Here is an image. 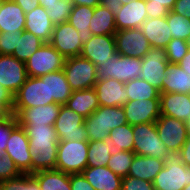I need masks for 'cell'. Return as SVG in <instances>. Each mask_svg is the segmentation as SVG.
Listing matches in <instances>:
<instances>
[{
  "label": "cell",
  "instance_id": "cell-15",
  "mask_svg": "<svg viewBox=\"0 0 190 190\" xmlns=\"http://www.w3.org/2000/svg\"><path fill=\"white\" fill-rule=\"evenodd\" d=\"M50 44L65 59L80 56L83 46L78 31L68 21L54 25Z\"/></svg>",
  "mask_w": 190,
  "mask_h": 190
},
{
  "label": "cell",
  "instance_id": "cell-18",
  "mask_svg": "<svg viewBox=\"0 0 190 190\" xmlns=\"http://www.w3.org/2000/svg\"><path fill=\"white\" fill-rule=\"evenodd\" d=\"M128 124L156 122L160 117V99H141L128 101L123 106Z\"/></svg>",
  "mask_w": 190,
  "mask_h": 190
},
{
  "label": "cell",
  "instance_id": "cell-3",
  "mask_svg": "<svg viewBox=\"0 0 190 190\" xmlns=\"http://www.w3.org/2000/svg\"><path fill=\"white\" fill-rule=\"evenodd\" d=\"M134 135L133 151L137 155L155 157L166 161L173 154L161 141L155 122L132 126Z\"/></svg>",
  "mask_w": 190,
  "mask_h": 190
},
{
  "label": "cell",
  "instance_id": "cell-19",
  "mask_svg": "<svg viewBox=\"0 0 190 190\" xmlns=\"http://www.w3.org/2000/svg\"><path fill=\"white\" fill-rule=\"evenodd\" d=\"M61 104L51 103L22 109L16 119L22 127H34L44 125H54L55 120L60 112Z\"/></svg>",
  "mask_w": 190,
  "mask_h": 190
},
{
  "label": "cell",
  "instance_id": "cell-44",
  "mask_svg": "<svg viewBox=\"0 0 190 190\" xmlns=\"http://www.w3.org/2000/svg\"><path fill=\"white\" fill-rule=\"evenodd\" d=\"M18 125L16 116L0 122V152L6 153L7 141L9 140L11 131Z\"/></svg>",
  "mask_w": 190,
  "mask_h": 190
},
{
  "label": "cell",
  "instance_id": "cell-41",
  "mask_svg": "<svg viewBox=\"0 0 190 190\" xmlns=\"http://www.w3.org/2000/svg\"><path fill=\"white\" fill-rule=\"evenodd\" d=\"M1 190H40L37 179L32 174H21L1 182Z\"/></svg>",
  "mask_w": 190,
  "mask_h": 190
},
{
  "label": "cell",
  "instance_id": "cell-43",
  "mask_svg": "<svg viewBox=\"0 0 190 190\" xmlns=\"http://www.w3.org/2000/svg\"><path fill=\"white\" fill-rule=\"evenodd\" d=\"M21 174L12 158L0 152V182L13 179Z\"/></svg>",
  "mask_w": 190,
  "mask_h": 190
},
{
  "label": "cell",
  "instance_id": "cell-58",
  "mask_svg": "<svg viewBox=\"0 0 190 190\" xmlns=\"http://www.w3.org/2000/svg\"><path fill=\"white\" fill-rule=\"evenodd\" d=\"M38 1L40 3V6L46 9L47 5H53L58 0H38Z\"/></svg>",
  "mask_w": 190,
  "mask_h": 190
},
{
  "label": "cell",
  "instance_id": "cell-60",
  "mask_svg": "<svg viewBox=\"0 0 190 190\" xmlns=\"http://www.w3.org/2000/svg\"><path fill=\"white\" fill-rule=\"evenodd\" d=\"M186 126L188 130V134L190 135V119L186 121Z\"/></svg>",
  "mask_w": 190,
  "mask_h": 190
},
{
  "label": "cell",
  "instance_id": "cell-37",
  "mask_svg": "<svg viewBox=\"0 0 190 190\" xmlns=\"http://www.w3.org/2000/svg\"><path fill=\"white\" fill-rule=\"evenodd\" d=\"M132 125L124 124L109 132V137L114 145V151H133L134 135Z\"/></svg>",
  "mask_w": 190,
  "mask_h": 190
},
{
  "label": "cell",
  "instance_id": "cell-45",
  "mask_svg": "<svg viewBox=\"0 0 190 190\" xmlns=\"http://www.w3.org/2000/svg\"><path fill=\"white\" fill-rule=\"evenodd\" d=\"M17 47V33L0 32V54L12 55Z\"/></svg>",
  "mask_w": 190,
  "mask_h": 190
},
{
  "label": "cell",
  "instance_id": "cell-54",
  "mask_svg": "<svg viewBox=\"0 0 190 190\" xmlns=\"http://www.w3.org/2000/svg\"><path fill=\"white\" fill-rule=\"evenodd\" d=\"M0 100L5 101L12 109L14 107V95L0 83Z\"/></svg>",
  "mask_w": 190,
  "mask_h": 190
},
{
  "label": "cell",
  "instance_id": "cell-9",
  "mask_svg": "<svg viewBox=\"0 0 190 190\" xmlns=\"http://www.w3.org/2000/svg\"><path fill=\"white\" fill-rule=\"evenodd\" d=\"M65 58L50 44L44 43L25 63L28 77H40L63 70Z\"/></svg>",
  "mask_w": 190,
  "mask_h": 190
},
{
  "label": "cell",
  "instance_id": "cell-36",
  "mask_svg": "<svg viewBox=\"0 0 190 190\" xmlns=\"http://www.w3.org/2000/svg\"><path fill=\"white\" fill-rule=\"evenodd\" d=\"M128 101L160 99V91L141 78H135L125 83Z\"/></svg>",
  "mask_w": 190,
  "mask_h": 190
},
{
  "label": "cell",
  "instance_id": "cell-24",
  "mask_svg": "<svg viewBox=\"0 0 190 190\" xmlns=\"http://www.w3.org/2000/svg\"><path fill=\"white\" fill-rule=\"evenodd\" d=\"M25 22V13L14 0H4L0 4V32H22Z\"/></svg>",
  "mask_w": 190,
  "mask_h": 190
},
{
  "label": "cell",
  "instance_id": "cell-52",
  "mask_svg": "<svg viewBox=\"0 0 190 190\" xmlns=\"http://www.w3.org/2000/svg\"><path fill=\"white\" fill-rule=\"evenodd\" d=\"M100 5L116 15L123 4L119 0H100Z\"/></svg>",
  "mask_w": 190,
  "mask_h": 190
},
{
  "label": "cell",
  "instance_id": "cell-26",
  "mask_svg": "<svg viewBox=\"0 0 190 190\" xmlns=\"http://www.w3.org/2000/svg\"><path fill=\"white\" fill-rule=\"evenodd\" d=\"M82 174L95 190H122V177L107 166L86 167Z\"/></svg>",
  "mask_w": 190,
  "mask_h": 190
},
{
  "label": "cell",
  "instance_id": "cell-49",
  "mask_svg": "<svg viewBox=\"0 0 190 190\" xmlns=\"http://www.w3.org/2000/svg\"><path fill=\"white\" fill-rule=\"evenodd\" d=\"M172 11L190 19V0H176Z\"/></svg>",
  "mask_w": 190,
  "mask_h": 190
},
{
  "label": "cell",
  "instance_id": "cell-23",
  "mask_svg": "<svg viewBox=\"0 0 190 190\" xmlns=\"http://www.w3.org/2000/svg\"><path fill=\"white\" fill-rule=\"evenodd\" d=\"M25 31L39 37L43 43H50L54 24L47 15V10L42 6L25 14Z\"/></svg>",
  "mask_w": 190,
  "mask_h": 190
},
{
  "label": "cell",
  "instance_id": "cell-2",
  "mask_svg": "<svg viewBox=\"0 0 190 190\" xmlns=\"http://www.w3.org/2000/svg\"><path fill=\"white\" fill-rule=\"evenodd\" d=\"M88 141L104 140L114 128L128 124L123 106H99L85 118Z\"/></svg>",
  "mask_w": 190,
  "mask_h": 190
},
{
  "label": "cell",
  "instance_id": "cell-22",
  "mask_svg": "<svg viewBox=\"0 0 190 190\" xmlns=\"http://www.w3.org/2000/svg\"><path fill=\"white\" fill-rule=\"evenodd\" d=\"M160 113L186 122L190 119V94L160 93Z\"/></svg>",
  "mask_w": 190,
  "mask_h": 190
},
{
  "label": "cell",
  "instance_id": "cell-31",
  "mask_svg": "<svg viewBox=\"0 0 190 190\" xmlns=\"http://www.w3.org/2000/svg\"><path fill=\"white\" fill-rule=\"evenodd\" d=\"M114 151V145L108 136L104 140L88 141L87 167H104Z\"/></svg>",
  "mask_w": 190,
  "mask_h": 190
},
{
  "label": "cell",
  "instance_id": "cell-42",
  "mask_svg": "<svg viewBox=\"0 0 190 190\" xmlns=\"http://www.w3.org/2000/svg\"><path fill=\"white\" fill-rule=\"evenodd\" d=\"M188 42L182 39L172 38L166 46V54L169 63L178 64L189 50Z\"/></svg>",
  "mask_w": 190,
  "mask_h": 190
},
{
  "label": "cell",
  "instance_id": "cell-20",
  "mask_svg": "<svg viewBox=\"0 0 190 190\" xmlns=\"http://www.w3.org/2000/svg\"><path fill=\"white\" fill-rule=\"evenodd\" d=\"M94 88L100 106H124L128 102L125 83L114 78L98 80Z\"/></svg>",
  "mask_w": 190,
  "mask_h": 190
},
{
  "label": "cell",
  "instance_id": "cell-32",
  "mask_svg": "<svg viewBox=\"0 0 190 190\" xmlns=\"http://www.w3.org/2000/svg\"><path fill=\"white\" fill-rule=\"evenodd\" d=\"M32 175L37 179L40 190H71L70 175L63 171L50 169Z\"/></svg>",
  "mask_w": 190,
  "mask_h": 190
},
{
  "label": "cell",
  "instance_id": "cell-38",
  "mask_svg": "<svg viewBox=\"0 0 190 190\" xmlns=\"http://www.w3.org/2000/svg\"><path fill=\"white\" fill-rule=\"evenodd\" d=\"M166 18L171 31V37L188 42L190 38V19L172 10H170Z\"/></svg>",
  "mask_w": 190,
  "mask_h": 190
},
{
  "label": "cell",
  "instance_id": "cell-16",
  "mask_svg": "<svg viewBox=\"0 0 190 190\" xmlns=\"http://www.w3.org/2000/svg\"><path fill=\"white\" fill-rule=\"evenodd\" d=\"M28 78L25 63L13 55L0 54V83L13 95L23 86Z\"/></svg>",
  "mask_w": 190,
  "mask_h": 190
},
{
  "label": "cell",
  "instance_id": "cell-34",
  "mask_svg": "<svg viewBox=\"0 0 190 190\" xmlns=\"http://www.w3.org/2000/svg\"><path fill=\"white\" fill-rule=\"evenodd\" d=\"M49 100L64 105L71 97L72 90L63 70L48 73Z\"/></svg>",
  "mask_w": 190,
  "mask_h": 190
},
{
  "label": "cell",
  "instance_id": "cell-56",
  "mask_svg": "<svg viewBox=\"0 0 190 190\" xmlns=\"http://www.w3.org/2000/svg\"><path fill=\"white\" fill-rule=\"evenodd\" d=\"M179 67L183 69L186 73L190 75V49L183 59L178 63Z\"/></svg>",
  "mask_w": 190,
  "mask_h": 190
},
{
  "label": "cell",
  "instance_id": "cell-14",
  "mask_svg": "<svg viewBox=\"0 0 190 190\" xmlns=\"http://www.w3.org/2000/svg\"><path fill=\"white\" fill-rule=\"evenodd\" d=\"M117 53L132 58H143L151 48L140 28L117 30L114 34Z\"/></svg>",
  "mask_w": 190,
  "mask_h": 190
},
{
  "label": "cell",
  "instance_id": "cell-40",
  "mask_svg": "<svg viewBox=\"0 0 190 190\" xmlns=\"http://www.w3.org/2000/svg\"><path fill=\"white\" fill-rule=\"evenodd\" d=\"M74 4L71 0H58L53 5H47V15L54 25L68 21Z\"/></svg>",
  "mask_w": 190,
  "mask_h": 190
},
{
  "label": "cell",
  "instance_id": "cell-6",
  "mask_svg": "<svg viewBox=\"0 0 190 190\" xmlns=\"http://www.w3.org/2000/svg\"><path fill=\"white\" fill-rule=\"evenodd\" d=\"M88 141L59 140L57 170L66 174H80L87 167Z\"/></svg>",
  "mask_w": 190,
  "mask_h": 190
},
{
  "label": "cell",
  "instance_id": "cell-61",
  "mask_svg": "<svg viewBox=\"0 0 190 190\" xmlns=\"http://www.w3.org/2000/svg\"><path fill=\"white\" fill-rule=\"evenodd\" d=\"M182 190H190V184H188L187 186H185Z\"/></svg>",
  "mask_w": 190,
  "mask_h": 190
},
{
  "label": "cell",
  "instance_id": "cell-5",
  "mask_svg": "<svg viewBox=\"0 0 190 190\" xmlns=\"http://www.w3.org/2000/svg\"><path fill=\"white\" fill-rule=\"evenodd\" d=\"M51 103L55 102L49 100L48 74L40 77H28L14 95L13 113L16 116L22 109Z\"/></svg>",
  "mask_w": 190,
  "mask_h": 190
},
{
  "label": "cell",
  "instance_id": "cell-28",
  "mask_svg": "<svg viewBox=\"0 0 190 190\" xmlns=\"http://www.w3.org/2000/svg\"><path fill=\"white\" fill-rule=\"evenodd\" d=\"M64 105L85 118H88L100 106L94 87L72 91L71 97Z\"/></svg>",
  "mask_w": 190,
  "mask_h": 190
},
{
  "label": "cell",
  "instance_id": "cell-21",
  "mask_svg": "<svg viewBox=\"0 0 190 190\" xmlns=\"http://www.w3.org/2000/svg\"><path fill=\"white\" fill-rule=\"evenodd\" d=\"M147 18L146 0H133L115 15V26L117 30L140 28Z\"/></svg>",
  "mask_w": 190,
  "mask_h": 190
},
{
  "label": "cell",
  "instance_id": "cell-55",
  "mask_svg": "<svg viewBox=\"0 0 190 190\" xmlns=\"http://www.w3.org/2000/svg\"><path fill=\"white\" fill-rule=\"evenodd\" d=\"M175 2L176 0H146V4L156 5V6H165L170 10L173 9Z\"/></svg>",
  "mask_w": 190,
  "mask_h": 190
},
{
  "label": "cell",
  "instance_id": "cell-39",
  "mask_svg": "<svg viewBox=\"0 0 190 190\" xmlns=\"http://www.w3.org/2000/svg\"><path fill=\"white\" fill-rule=\"evenodd\" d=\"M135 155L134 151H113L107 167L121 177L128 176L130 165Z\"/></svg>",
  "mask_w": 190,
  "mask_h": 190
},
{
  "label": "cell",
  "instance_id": "cell-50",
  "mask_svg": "<svg viewBox=\"0 0 190 190\" xmlns=\"http://www.w3.org/2000/svg\"><path fill=\"white\" fill-rule=\"evenodd\" d=\"M176 155L182 163L186 166H190V135H188L185 143Z\"/></svg>",
  "mask_w": 190,
  "mask_h": 190
},
{
  "label": "cell",
  "instance_id": "cell-33",
  "mask_svg": "<svg viewBox=\"0 0 190 190\" xmlns=\"http://www.w3.org/2000/svg\"><path fill=\"white\" fill-rule=\"evenodd\" d=\"M89 28L92 35H114L117 31L115 15L106 7L98 5L94 8Z\"/></svg>",
  "mask_w": 190,
  "mask_h": 190
},
{
  "label": "cell",
  "instance_id": "cell-51",
  "mask_svg": "<svg viewBox=\"0 0 190 190\" xmlns=\"http://www.w3.org/2000/svg\"><path fill=\"white\" fill-rule=\"evenodd\" d=\"M23 10V12L29 13L34 10L36 7L40 6L38 0H14Z\"/></svg>",
  "mask_w": 190,
  "mask_h": 190
},
{
  "label": "cell",
  "instance_id": "cell-12",
  "mask_svg": "<svg viewBox=\"0 0 190 190\" xmlns=\"http://www.w3.org/2000/svg\"><path fill=\"white\" fill-rule=\"evenodd\" d=\"M168 64L166 50L151 47L142 58L141 79L147 81L162 93V82L166 76Z\"/></svg>",
  "mask_w": 190,
  "mask_h": 190
},
{
  "label": "cell",
  "instance_id": "cell-17",
  "mask_svg": "<svg viewBox=\"0 0 190 190\" xmlns=\"http://www.w3.org/2000/svg\"><path fill=\"white\" fill-rule=\"evenodd\" d=\"M117 53L114 35H93L82 46L81 57L91 61L94 65H103Z\"/></svg>",
  "mask_w": 190,
  "mask_h": 190
},
{
  "label": "cell",
  "instance_id": "cell-29",
  "mask_svg": "<svg viewBox=\"0 0 190 190\" xmlns=\"http://www.w3.org/2000/svg\"><path fill=\"white\" fill-rule=\"evenodd\" d=\"M162 93L190 94V75L178 64L169 63L162 82Z\"/></svg>",
  "mask_w": 190,
  "mask_h": 190
},
{
  "label": "cell",
  "instance_id": "cell-47",
  "mask_svg": "<svg viewBox=\"0 0 190 190\" xmlns=\"http://www.w3.org/2000/svg\"><path fill=\"white\" fill-rule=\"evenodd\" d=\"M71 190H95L82 173L70 175Z\"/></svg>",
  "mask_w": 190,
  "mask_h": 190
},
{
  "label": "cell",
  "instance_id": "cell-7",
  "mask_svg": "<svg viewBox=\"0 0 190 190\" xmlns=\"http://www.w3.org/2000/svg\"><path fill=\"white\" fill-rule=\"evenodd\" d=\"M63 72L72 91L93 88L98 81L96 65L81 56L66 58Z\"/></svg>",
  "mask_w": 190,
  "mask_h": 190
},
{
  "label": "cell",
  "instance_id": "cell-48",
  "mask_svg": "<svg viewBox=\"0 0 190 190\" xmlns=\"http://www.w3.org/2000/svg\"><path fill=\"white\" fill-rule=\"evenodd\" d=\"M146 11L148 18H161L166 17L169 14L170 9L165 6L146 4Z\"/></svg>",
  "mask_w": 190,
  "mask_h": 190
},
{
  "label": "cell",
  "instance_id": "cell-27",
  "mask_svg": "<svg viewBox=\"0 0 190 190\" xmlns=\"http://www.w3.org/2000/svg\"><path fill=\"white\" fill-rule=\"evenodd\" d=\"M164 164V160L136 154L130 165L128 176L153 182Z\"/></svg>",
  "mask_w": 190,
  "mask_h": 190
},
{
  "label": "cell",
  "instance_id": "cell-30",
  "mask_svg": "<svg viewBox=\"0 0 190 190\" xmlns=\"http://www.w3.org/2000/svg\"><path fill=\"white\" fill-rule=\"evenodd\" d=\"M94 8L74 5L71 11L68 22L78 31V36L81 39L82 45L93 36L89 28L90 20L93 17Z\"/></svg>",
  "mask_w": 190,
  "mask_h": 190
},
{
  "label": "cell",
  "instance_id": "cell-4",
  "mask_svg": "<svg viewBox=\"0 0 190 190\" xmlns=\"http://www.w3.org/2000/svg\"><path fill=\"white\" fill-rule=\"evenodd\" d=\"M142 59L132 58L116 53L110 60L103 62V65H96L97 80L116 79L122 83L129 80L141 78Z\"/></svg>",
  "mask_w": 190,
  "mask_h": 190
},
{
  "label": "cell",
  "instance_id": "cell-10",
  "mask_svg": "<svg viewBox=\"0 0 190 190\" xmlns=\"http://www.w3.org/2000/svg\"><path fill=\"white\" fill-rule=\"evenodd\" d=\"M85 117L61 105L54 127L59 140L88 141Z\"/></svg>",
  "mask_w": 190,
  "mask_h": 190
},
{
  "label": "cell",
  "instance_id": "cell-1",
  "mask_svg": "<svg viewBox=\"0 0 190 190\" xmlns=\"http://www.w3.org/2000/svg\"><path fill=\"white\" fill-rule=\"evenodd\" d=\"M29 138L31 174L56 168L59 138L54 125L23 127Z\"/></svg>",
  "mask_w": 190,
  "mask_h": 190
},
{
  "label": "cell",
  "instance_id": "cell-13",
  "mask_svg": "<svg viewBox=\"0 0 190 190\" xmlns=\"http://www.w3.org/2000/svg\"><path fill=\"white\" fill-rule=\"evenodd\" d=\"M6 154L12 158L22 174H31V151L29 138L19 124L11 131L7 141Z\"/></svg>",
  "mask_w": 190,
  "mask_h": 190
},
{
  "label": "cell",
  "instance_id": "cell-11",
  "mask_svg": "<svg viewBox=\"0 0 190 190\" xmlns=\"http://www.w3.org/2000/svg\"><path fill=\"white\" fill-rule=\"evenodd\" d=\"M155 124L161 141L173 155H176L189 135L186 122L160 115Z\"/></svg>",
  "mask_w": 190,
  "mask_h": 190
},
{
  "label": "cell",
  "instance_id": "cell-53",
  "mask_svg": "<svg viewBox=\"0 0 190 190\" xmlns=\"http://www.w3.org/2000/svg\"><path fill=\"white\" fill-rule=\"evenodd\" d=\"M13 116V109L5 101L0 100V122H3Z\"/></svg>",
  "mask_w": 190,
  "mask_h": 190
},
{
  "label": "cell",
  "instance_id": "cell-35",
  "mask_svg": "<svg viewBox=\"0 0 190 190\" xmlns=\"http://www.w3.org/2000/svg\"><path fill=\"white\" fill-rule=\"evenodd\" d=\"M43 44L39 37L30 32L25 30L17 32V47L12 55L19 61L26 63Z\"/></svg>",
  "mask_w": 190,
  "mask_h": 190
},
{
  "label": "cell",
  "instance_id": "cell-57",
  "mask_svg": "<svg viewBox=\"0 0 190 190\" xmlns=\"http://www.w3.org/2000/svg\"><path fill=\"white\" fill-rule=\"evenodd\" d=\"M74 5H83L95 8L100 5V0H71Z\"/></svg>",
  "mask_w": 190,
  "mask_h": 190
},
{
  "label": "cell",
  "instance_id": "cell-46",
  "mask_svg": "<svg viewBox=\"0 0 190 190\" xmlns=\"http://www.w3.org/2000/svg\"><path fill=\"white\" fill-rule=\"evenodd\" d=\"M122 190H155L153 182L131 176L122 177Z\"/></svg>",
  "mask_w": 190,
  "mask_h": 190
},
{
  "label": "cell",
  "instance_id": "cell-59",
  "mask_svg": "<svg viewBox=\"0 0 190 190\" xmlns=\"http://www.w3.org/2000/svg\"><path fill=\"white\" fill-rule=\"evenodd\" d=\"M120 1V3H122L123 5H126L127 3H130L131 1H133V0H119ZM135 1H137V0H135Z\"/></svg>",
  "mask_w": 190,
  "mask_h": 190
},
{
  "label": "cell",
  "instance_id": "cell-25",
  "mask_svg": "<svg viewBox=\"0 0 190 190\" xmlns=\"http://www.w3.org/2000/svg\"><path fill=\"white\" fill-rule=\"evenodd\" d=\"M140 29L148 39L151 47L165 49L172 40L166 17L147 18L140 26Z\"/></svg>",
  "mask_w": 190,
  "mask_h": 190
},
{
  "label": "cell",
  "instance_id": "cell-8",
  "mask_svg": "<svg viewBox=\"0 0 190 190\" xmlns=\"http://www.w3.org/2000/svg\"><path fill=\"white\" fill-rule=\"evenodd\" d=\"M190 184V166H186L177 155L165 161L164 167L153 181L155 190H182Z\"/></svg>",
  "mask_w": 190,
  "mask_h": 190
}]
</instances>
